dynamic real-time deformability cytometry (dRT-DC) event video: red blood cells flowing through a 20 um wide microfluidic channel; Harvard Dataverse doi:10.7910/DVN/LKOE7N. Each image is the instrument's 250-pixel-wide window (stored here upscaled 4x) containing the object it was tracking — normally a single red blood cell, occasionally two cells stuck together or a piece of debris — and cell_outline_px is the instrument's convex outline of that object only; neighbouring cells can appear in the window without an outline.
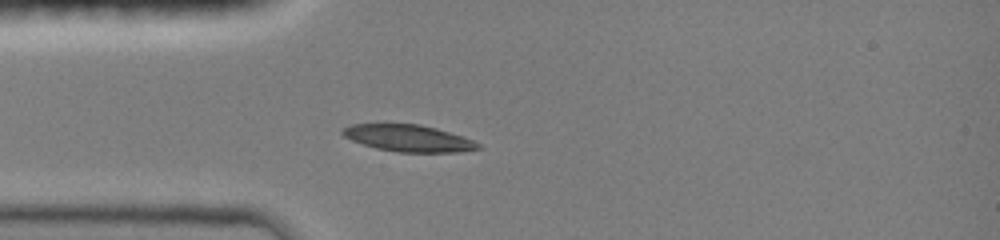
{"species": "common noctule bat (a hibernating species)", "species_latin": "Nyctalus noctula", "temperature_condition": "room temperature", "stored_images_in_passage": 33, "camera_frame_rate_fps": 3000, "um_per_image_px": 0.085, "animal": {"sex": "female", "body_mass_g": 19.0, "forearm_length_mm": 51.5}, "frame": {"image": 1, "passage_image": 1, "time_ms": 0.0, "image_size_px": [1000, 240], "cell_outline_px": [[480, 148], [460, 152], [396, 152], [376, 148], [352, 140], [344, 136], [340, 132], [340, 128], [352, 124], [420, 124], [436, 128], [472, 140], [480, 144]], "centroid_in_image_um": [34.67, 11.74], "position_along_channel_um": 50.3, "area_um2": 20.98}}
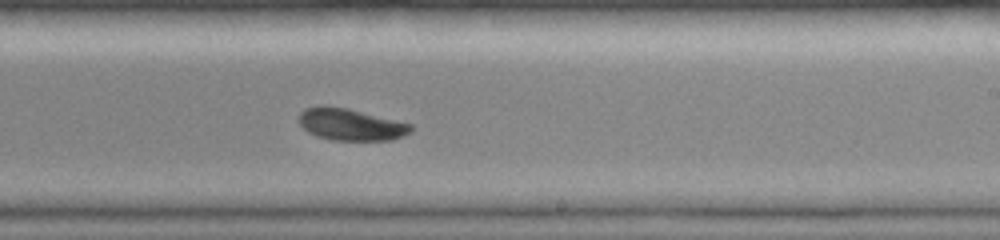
{"frame": {"image": 2, "passage_image": 17, "time_ms": 5.333, "image_size_px": [1000, 240], "cell_outline_px": [[412, 132], [404, 136], [392, 140], [332, 140], [316, 136], [308, 132], [296, 120], [300, 112], [304, 108], [320, 104], [324, 104], [348, 108], [412, 124]], "centroid_in_image_um": [29.77, 10.56], "position_along_channel_um": 259.2, "area_um2": 21.21}}
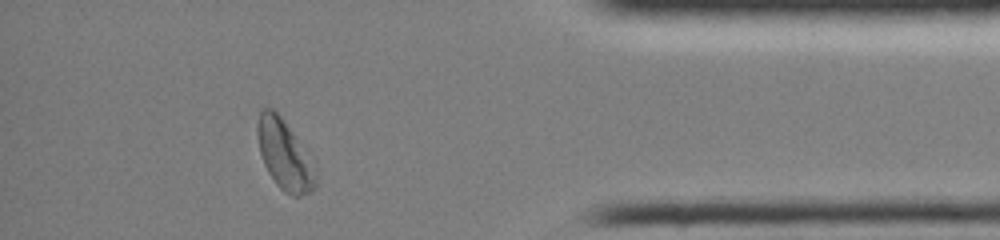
{"frame": {"image": 3, "passage_image": 30, "time_ms": 9.667, "image_size_px": [1000, 240], "cell_outline_px": [[316, 188], [300, 196], [292, 196], [284, 192], [276, 184], [268, 172], [264, 164], [260, 152], [256, 132], [256, 128], [260, 112], [264, 108], [272, 108], [280, 116], [296, 140], [316, 176]], "centroid_in_image_um": [24.1, 13.2], "position_along_channel_um": 411.1, "area_um2": 22.43}, "authors_computed_cell_mechanics": {"area_um2": 21.2704, "velocity_mm_per_s": 4.0251, "shape_relaxation_time_tau1_ms": 2.1612, "shape_relaxation_time_tau2_ms": null, "deformation_change_tau1": 0.1043, "deformation_change_tau2": null}}